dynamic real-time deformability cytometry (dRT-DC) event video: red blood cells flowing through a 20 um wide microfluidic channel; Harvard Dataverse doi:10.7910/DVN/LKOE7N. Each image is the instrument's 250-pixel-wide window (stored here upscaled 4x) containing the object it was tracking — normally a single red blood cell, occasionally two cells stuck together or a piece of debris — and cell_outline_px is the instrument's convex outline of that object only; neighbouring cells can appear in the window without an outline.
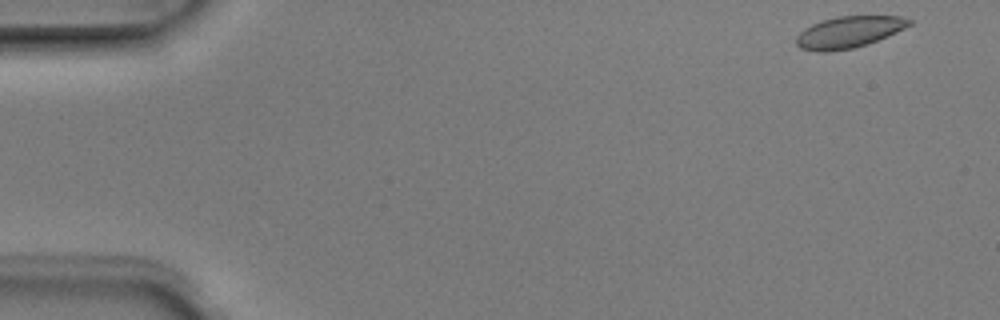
{"species": "Egyptian fruit bat (a non-hibernating species)", "species_latin": "Rousettus aegyptiacus", "temperature_condition": "room temperature", "stored_images_in_passage": 6, "camera_frame_rate_fps": 3000, "um_per_image_px": 0.085, "animal": {"sex": "male"}, "frame": {"image": 1, "passage_image": 1, "time_ms": 0.0, "image_size_px": [1000, 320], "cell_outline_px": [[912, 24], [896, 32], [868, 44], [852, 48], [828, 52], [816, 52], [800, 48], [796, 44], [796, 36], [804, 28], [812, 24], [836, 16], [900, 16], [912, 20]], "centroid_in_image_um": [72.12, 2.73], "position_along_channel_um": 12.9, "area_um2": 20.75}}
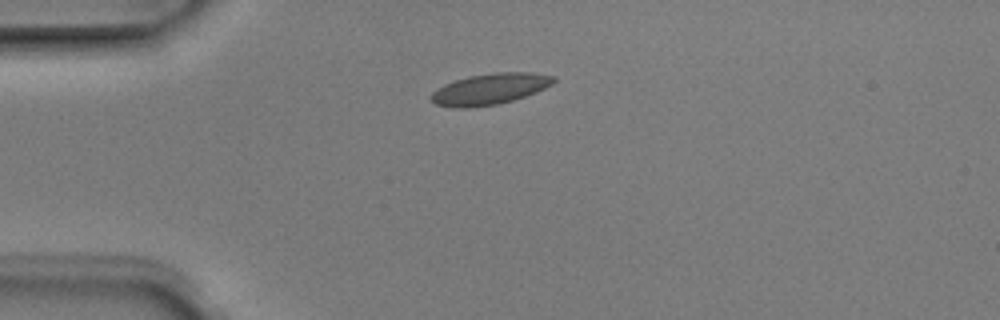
{"frame": {"image": 2, "passage_image": 4, "time_ms": 1.0, "image_size_px": [1000, 320], "cell_outline_px": [[556, 80], [552, 84], [536, 92], [512, 100], [496, 104], [468, 108], [456, 108], [436, 104], [428, 96], [436, 88], [444, 84], [468, 76], [496, 72], [532, 72], [556, 76]], "centroid_in_image_um": [41.63, 7.55], "position_along_channel_um": 43.4, "area_um2": 22.2}}
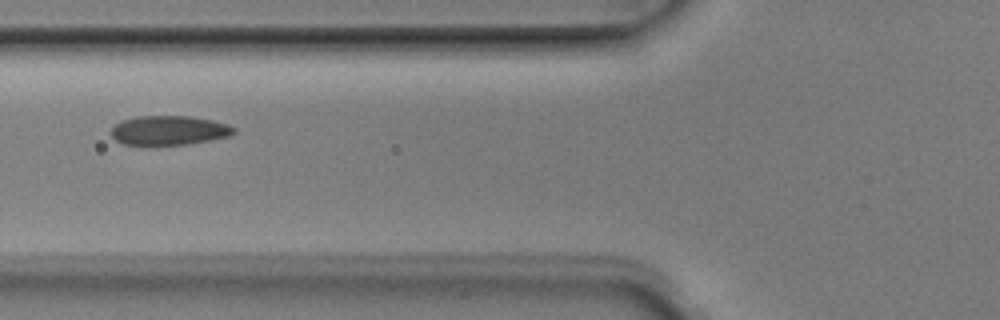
{"frame": {"image": 3, "passage_image": 6, "time_ms": 1.667, "image_size_px": [1000, 320], "cell_outline_px": [[236, 132], [232, 136], [188, 144], [120, 144], [112, 136], [112, 128], [116, 124], [124, 120], [136, 116], [188, 116], [212, 120], [228, 124], [236, 128]], "centroid_in_image_um": [14.42, 11.07], "position_along_channel_um": 111.4, "area_um2": 20.87}}